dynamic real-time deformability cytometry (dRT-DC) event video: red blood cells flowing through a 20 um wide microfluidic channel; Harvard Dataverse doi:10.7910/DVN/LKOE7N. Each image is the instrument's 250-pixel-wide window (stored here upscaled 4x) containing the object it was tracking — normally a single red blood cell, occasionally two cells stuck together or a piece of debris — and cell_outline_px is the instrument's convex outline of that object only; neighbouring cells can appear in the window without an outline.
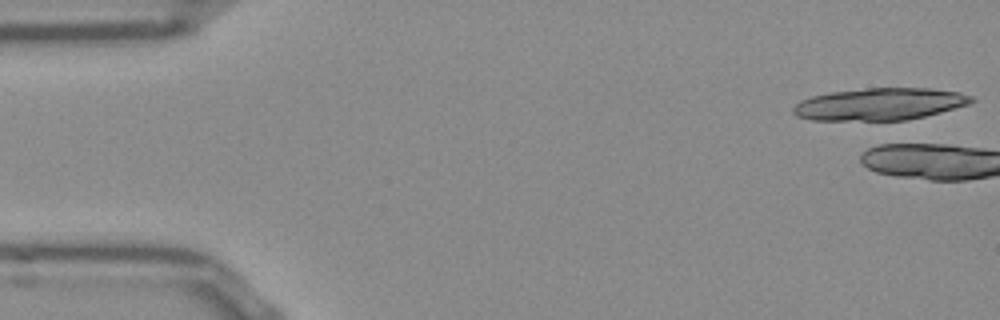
{"species": "Egyptian fruit bat (a non-hibernating species)", "species_latin": "Rousettus aegyptiacus", "temperature_condition": "room temperature", "stored_images_in_passage": 2, "camera_frame_rate_fps": 3000, "um_per_image_px": 0.085, "frame": {"image": 1, "passage_image": 1, "time_ms": 0.0, "image_size_px": [1000, 320], "cell_outline_px": [[976, 100], [968, 104], [940, 112], [908, 120], [812, 120], [796, 116], [792, 112], [792, 108], [800, 100], [812, 96], [828, 92], [868, 88], [932, 88], [960, 92], [972, 96]], "centroid_in_image_um": [74.76, 8.84], "position_along_channel_um": 10.2, "area_um2": 33.47}}